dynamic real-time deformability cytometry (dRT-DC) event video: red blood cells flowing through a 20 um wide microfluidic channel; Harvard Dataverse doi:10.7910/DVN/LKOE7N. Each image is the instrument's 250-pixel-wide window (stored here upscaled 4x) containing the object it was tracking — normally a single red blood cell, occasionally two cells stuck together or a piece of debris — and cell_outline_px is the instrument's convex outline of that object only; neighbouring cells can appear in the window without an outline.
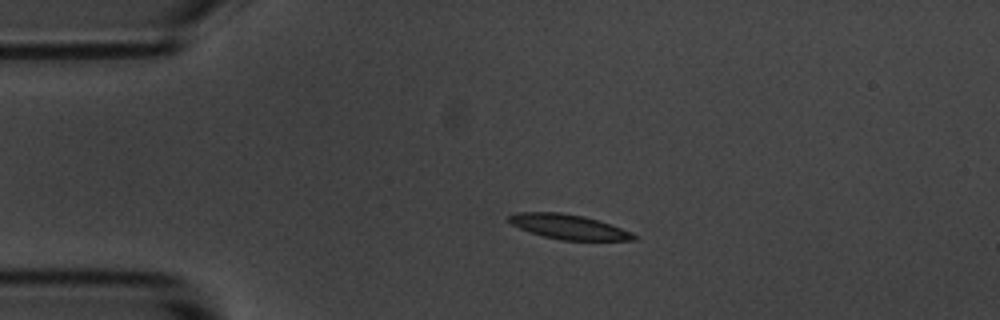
{"species": "common noctule bat (a hibernating species)", "species_latin": "Nyctalus noctula", "temperature_condition": "room temperature", "stored_images_in_passage": 3, "camera_frame_rate_fps": 3000, "um_per_image_px": 0.085, "animal": {"sex": "male", "body_mass_g": 20.1, "forearm_length_mm": 53.5}, "frame": {"image": 1, "passage_image": 2, "time_ms": 1.0, "image_size_px": [1000, 320], "cell_outline_px": [[636, 240], [560, 240], [528, 232], [512, 224], [508, 220], [508, 216], [516, 212], [560, 212], [584, 216], [632, 232], [636, 236]], "centroid_in_image_um": [48.29, 19.27], "position_along_channel_um": 36.7, "area_um2": 17.8}}